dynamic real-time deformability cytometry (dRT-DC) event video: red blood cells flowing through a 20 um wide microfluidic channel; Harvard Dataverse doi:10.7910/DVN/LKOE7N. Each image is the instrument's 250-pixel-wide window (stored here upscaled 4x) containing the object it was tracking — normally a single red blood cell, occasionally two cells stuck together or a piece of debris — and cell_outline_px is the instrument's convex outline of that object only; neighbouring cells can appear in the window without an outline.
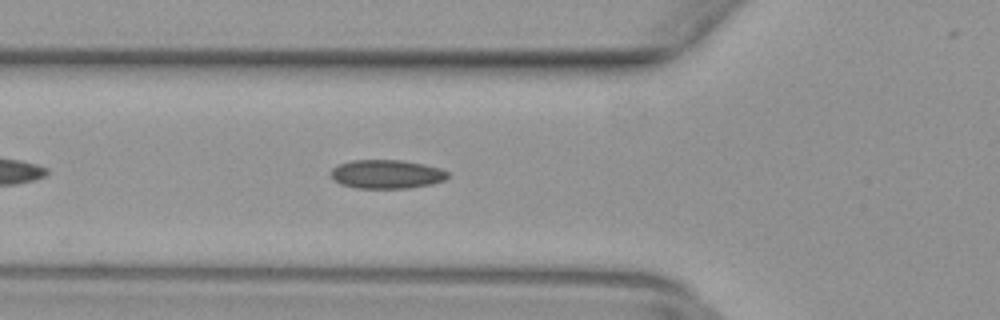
{"species": "common noctule bat (a hibernating species)", "species_latin": "Nyctalus noctula", "temperature_condition": "warm", "stored_images_in_passage": 38, "camera_frame_rate_fps": 3000, "um_per_image_px": 0.085, "animal": {"sex": "female", "body_mass_g": 29.2, "forearm_length_mm": 56.3}, "frame": {"image": 1, "passage_image": 6, "time_ms": 1.667, "image_size_px": [1000, 320], "cell_outline_px": [[448, 176], [444, 180], [432, 184], [408, 188], [356, 188], [340, 184], [332, 180], [332, 168], [340, 164], [352, 160], [400, 160], [424, 164], [440, 168], [448, 172]], "centroid_in_image_um": [32.86, 14.81], "position_along_channel_um": 92.9, "area_um2": 19.59}}
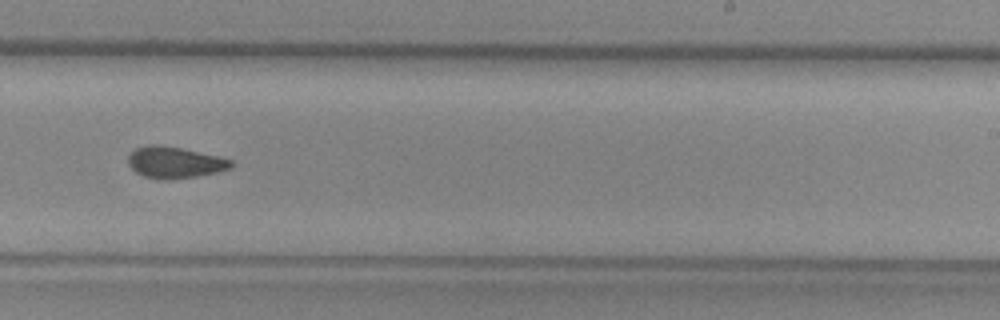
{"frame": {"image": 2, "passage_image": 19, "time_ms": 6.0, "image_size_px": [1000, 320], "cell_outline_px": [[236, 164], [232, 168], [216, 172], [196, 176], [168, 180], [164, 180], [144, 176], [136, 172], [128, 164], [128, 156], [136, 148], [148, 144], [152, 144], [180, 148], [216, 156], [232, 160]], "centroid_in_image_um": [14.86, 13.81], "position_along_channel_um": 274.1, "area_um2": 18.67}}
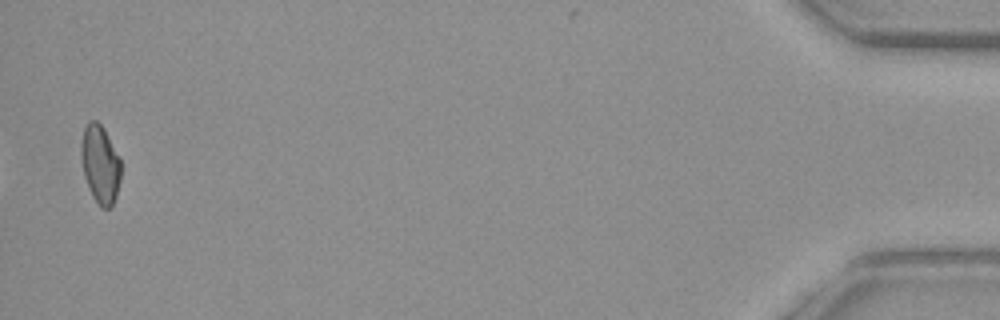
{"frame": {"image": 3, "passage_image": 37, "time_ms": 12.0, "image_size_px": [1000, 320], "cell_outline_px": [[120, 180], [116, 196], [112, 204], [108, 208], [100, 208], [92, 196], [88, 188], [84, 176], [80, 156], [80, 144], [84, 128], [88, 120], [96, 120], [104, 128], [120, 160]], "centroid_in_image_um": [8.48, 13.95], "position_along_channel_um": 426.7, "area_um2": 18.21}}